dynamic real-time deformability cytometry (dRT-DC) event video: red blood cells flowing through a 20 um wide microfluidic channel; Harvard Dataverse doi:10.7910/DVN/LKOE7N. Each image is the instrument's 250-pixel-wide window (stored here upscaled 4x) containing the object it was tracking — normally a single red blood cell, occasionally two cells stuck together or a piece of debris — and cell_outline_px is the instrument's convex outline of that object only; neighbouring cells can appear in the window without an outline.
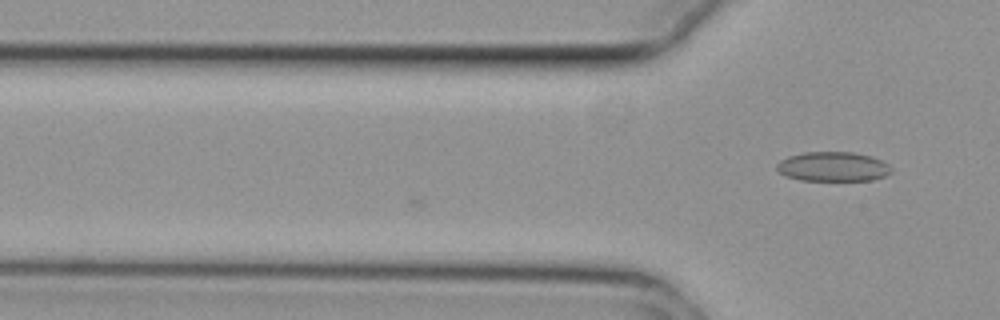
{"species": "common noctule bat (a hibernating species)", "species_latin": "Nyctalus noctula", "temperature_condition": "cold", "stored_images_in_passage": 4, "camera_frame_rate_fps": 3000, "um_per_image_px": 0.085, "animal": {"sex": "female", "body_mass_g": 29.2, "forearm_length_mm": 56.3}, "frame": {"image": 1, "passage_image": 4, "time_ms": 1.0, "image_size_px": [1000, 320], "cell_outline_px": [[892, 172], [884, 176], [872, 180], [800, 180], [784, 176], [776, 168], [776, 164], [780, 160], [788, 156], [804, 152], [852, 152], [872, 156], [888, 164], [892, 168]], "centroid_in_image_um": [70.79, 14.16], "position_along_channel_um": 55.0, "area_um2": 19.77}}